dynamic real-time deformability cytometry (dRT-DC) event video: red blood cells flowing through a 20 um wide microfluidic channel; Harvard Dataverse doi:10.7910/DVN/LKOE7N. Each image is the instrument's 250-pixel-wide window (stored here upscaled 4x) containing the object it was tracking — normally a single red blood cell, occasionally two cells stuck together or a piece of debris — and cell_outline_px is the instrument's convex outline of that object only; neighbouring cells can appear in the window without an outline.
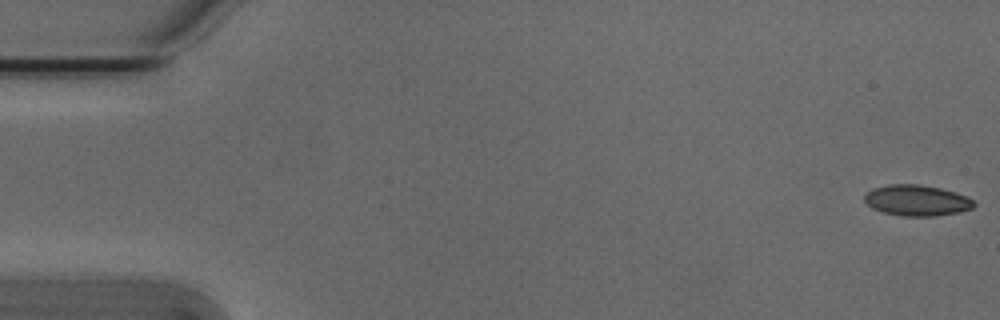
{"species": "Egyptian fruit bat (a non-hibernating species)", "species_latin": "Rousettus aegyptiacus", "temperature_condition": "cold", "stored_images_in_passage": 54, "camera_frame_rate_fps": 3000, "um_per_image_px": 0.085, "animal": {"sex": "male"}, "frame": {"image": 1, "passage_image": 1, "time_ms": 0.0, "image_size_px": [1000, 320], "cell_outline_px": [[976, 204], [972, 208], [960, 212], [936, 216], [900, 216], [884, 212], [872, 208], [864, 200], [864, 196], [872, 188], [888, 184], [920, 184], [940, 188], [956, 192], [968, 196]], "centroid_in_image_um": [77.94, 17.03], "position_along_channel_um": 7.1, "area_um2": 19.83}}
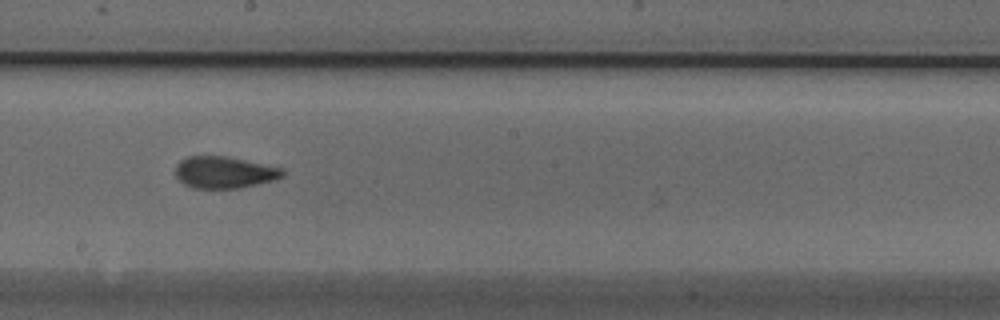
{"frame": {"image": 2, "passage_image": 30, "time_ms": 9.667, "image_size_px": [1000, 320], "cell_outline_px": [[284, 176], [272, 180], [240, 188], [192, 188], [184, 184], [176, 176], [176, 164], [180, 160], [188, 156], [224, 156], [284, 168]], "centroid_in_image_um": [19.05, 14.65], "position_along_channel_um": 229.2, "area_um2": 19.71}}
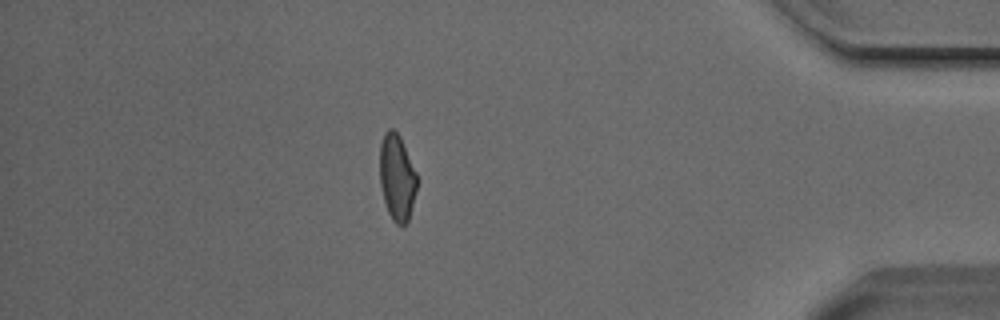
{"frame": {"image": 3, "passage_image": 47, "time_ms": 15.333, "image_size_px": [1000, 320], "cell_outline_px": [[416, 192], [408, 220], [404, 224], [396, 224], [392, 220], [388, 212], [384, 200], [380, 184], [380, 144], [384, 132], [388, 128], [392, 128], [400, 136], [416, 172]], "centroid_in_image_um": [33.73, 15.06], "position_along_channel_um": 401.5, "area_um2": 18.55}, "authors_computed_cell_mechanics": {"area_um2": 19.7098, "velocity_mm_per_s": 3.8151, "shape_relaxation_time_tau1_ms": 7.3693, "shape_relaxation_time_tau2_ms": 2.1513, "deformation_change_tau1": 0.1565, "deformation_change_tau2": 0.0591}}